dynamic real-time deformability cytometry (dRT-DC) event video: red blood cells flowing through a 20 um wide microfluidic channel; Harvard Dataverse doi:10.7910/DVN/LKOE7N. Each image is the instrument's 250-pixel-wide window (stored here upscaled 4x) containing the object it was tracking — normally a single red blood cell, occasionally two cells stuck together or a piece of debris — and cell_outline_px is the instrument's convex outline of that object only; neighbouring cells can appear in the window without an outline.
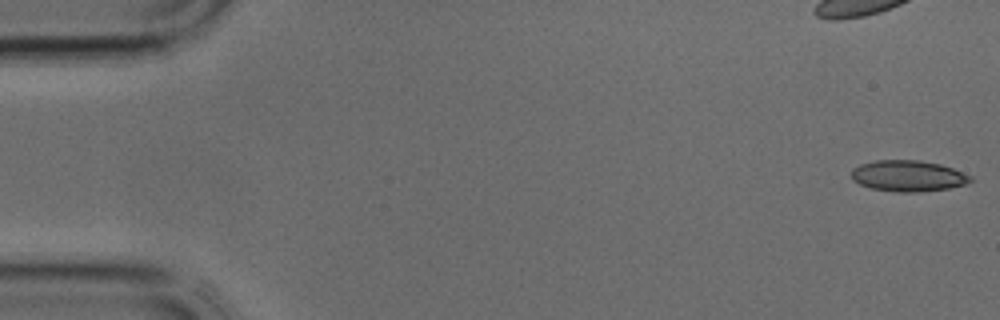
{"species": "common noctule bat (a hibernating species)", "species_latin": "Nyctalus noctula", "temperature_condition": "cold", "stored_images_in_passage": 39, "camera_frame_rate_fps": 3000, "um_per_image_px": 0.085, "animal": {"sex": "male", "body_mass_g": 17.9, "forearm_length_mm": 54.2}, "frame": {"image": 1, "passage_image": 1, "time_ms": 0.0, "image_size_px": [1000, 320], "cell_outline_px": [[972, 180], [964, 184], [948, 188], [920, 192], [900, 192], [872, 188], [860, 184], [852, 180], [852, 168], [860, 164], [876, 160], [920, 160], [940, 164], [952, 168], [972, 176]], "centroid_in_image_um": [77.17, 14.94], "position_along_channel_um": 7.8, "area_um2": 21.44}}